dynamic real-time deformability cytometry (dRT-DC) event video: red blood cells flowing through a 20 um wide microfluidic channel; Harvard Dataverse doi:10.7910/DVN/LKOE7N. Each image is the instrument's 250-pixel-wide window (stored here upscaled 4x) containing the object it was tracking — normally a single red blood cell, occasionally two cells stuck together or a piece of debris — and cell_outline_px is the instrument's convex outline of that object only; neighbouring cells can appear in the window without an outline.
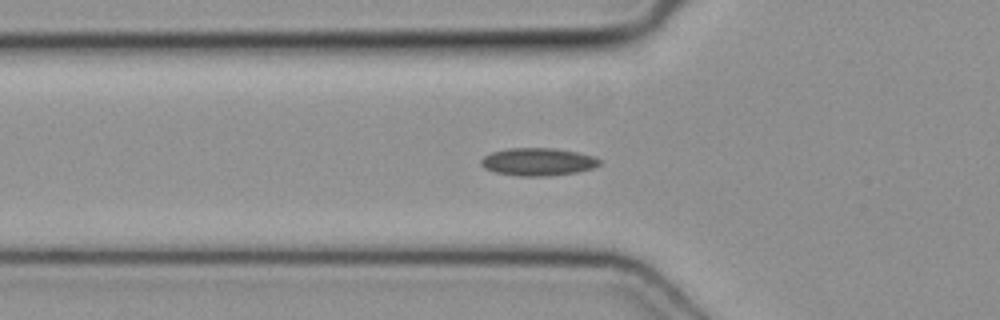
{"species": "common noctule bat (a hibernating species)", "species_latin": "Nyctalus noctula", "temperature_condition": "cold", "stored_images_in_passage": 50, "camera_frame_rate_fps": 3000, "um_per_image_px": 0.085, "animal": {"sex": "female", "body_mass_g": 19.3, "forearm_length_mm": 54.1}, "frame": {"image": 1, "passage_image": 17, "time_ms": 5.333, "image_size_px": [1000, 320], "cell_outline_px": [[600, 164], [592, 168], [576, 172], [548, 176], [520, 176], [496, 172], [484, 168], [480, 164], [480, 160], [484, 156], [492, 152], [508, 148], [552, 148], [576, 152], [592, 156], [600, 160]], "centroid_in_image_um": [45.69, 13.75], "position_along_channel_um": 80.1, "area_um2": 18.96}}
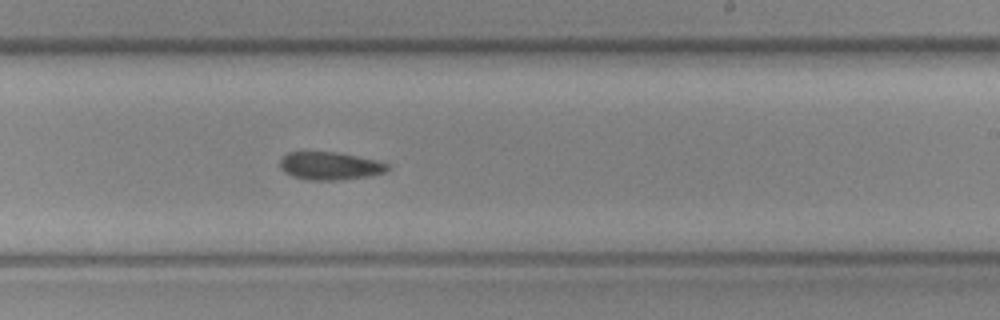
{"frame": {"image": 2, "passage_image": 30, "time_ms": 9.667, "image_size_px": [1000, 320], "cell_outline_px": [[388, 168], [384, 172], [368, 176], [340, 180], [308, 180], [292, 176], [284, 172], [280, 168], [280, 160], [288, 152], [336, 152], [376, 160], [388, 164]], "centroid_in_image_um": [28.01, 14.1], "position_along_channel_um": 261.0, "area_um2": 17.34}}
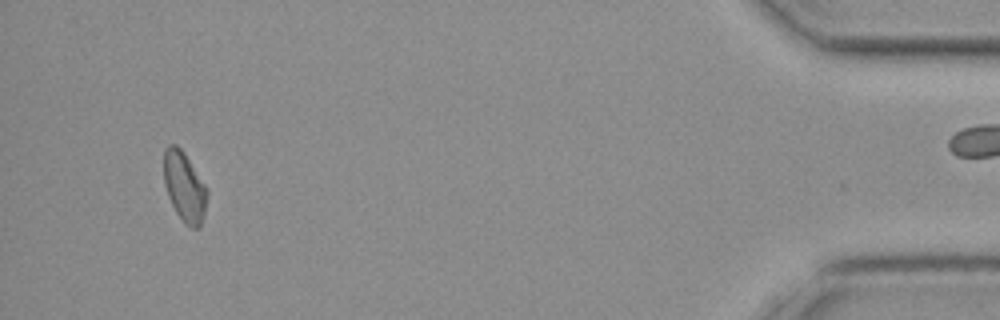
{"frame": {"image": 3, "passage_image": 47, "time_ms": 15.333, "image_size_px": [1000, 320], "cell_outline_px": [[208, 196], [200, 228], [192, 228], [176, 212], [168, 196], [164, 180], [164, 148], [168, 144], [176, 144], [184, 152], [204, 184], [208, 192]], "centroid_in_image_um": [15.67, 15.84], "position_along_channel_um": 419.5, "area_um2": 17.28}}